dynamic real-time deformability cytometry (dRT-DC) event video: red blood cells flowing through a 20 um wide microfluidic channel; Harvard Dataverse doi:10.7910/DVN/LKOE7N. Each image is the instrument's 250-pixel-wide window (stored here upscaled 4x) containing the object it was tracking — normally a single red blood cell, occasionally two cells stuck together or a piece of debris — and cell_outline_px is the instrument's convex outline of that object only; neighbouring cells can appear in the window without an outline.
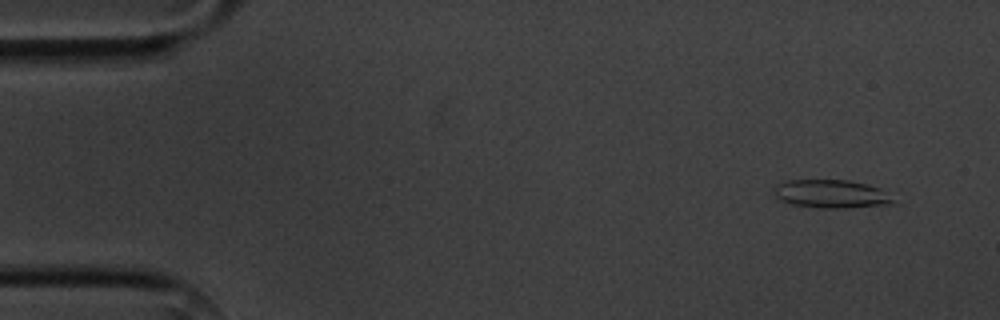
{"species": "common noctule bat (a hibernating species)", "species_latin": "Nyctalus noctula", "temperature_condition": "cold", "stored_images_in_passage": 6, "camera_frame_rate_fps": 3000, "um_per_image_px": 0.085, "animal": {"sex": "male", "body_mass_g": 20.1, "forearm_length_mm": 53.5}, "frame": {"image": 1, "passage_image": 2, "time_ms": 1.0, "image_size_px": [1000, 320], "cell_outline_px": [[892, 204], [848, 208], [820, 208], [792, 204], [780, 200], [776, 196], [776, 184], [784, 180], [848, 180], [868, 184], [880, 188], [892, 200]], "centroid_in_image_um": [70.63, 16.48], "position_along_channel_um": 14.4, "area_um2": 19.48}}
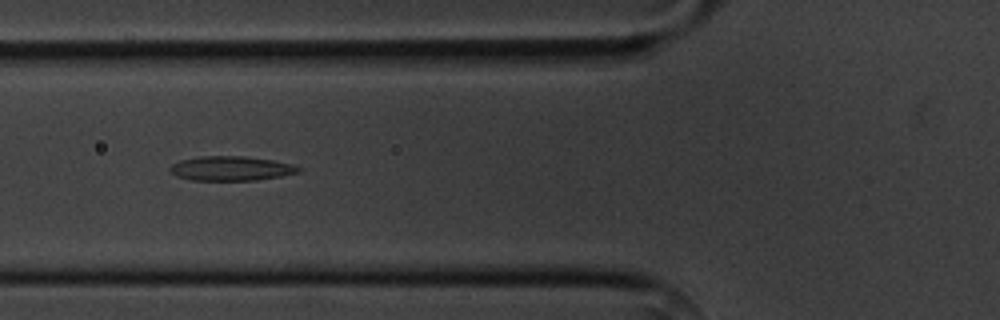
{"frame": {"image": 2, "passage_image": 6, "time_ms": 6.333, "image_size_px": [1000, 320], "cell_outline_px": [[300, 172], [280, 176], [256, 180], [192, 180], [176, 176], [168, 168], [172, 164], [180, 160], [200, 156], [244, 156], [272, 160], [292, 164], [300, 168]], "centroid_in_image_um": [19.61, 14.31], "position_along_channel_um": 106.2, "area_um2": 18.21}}